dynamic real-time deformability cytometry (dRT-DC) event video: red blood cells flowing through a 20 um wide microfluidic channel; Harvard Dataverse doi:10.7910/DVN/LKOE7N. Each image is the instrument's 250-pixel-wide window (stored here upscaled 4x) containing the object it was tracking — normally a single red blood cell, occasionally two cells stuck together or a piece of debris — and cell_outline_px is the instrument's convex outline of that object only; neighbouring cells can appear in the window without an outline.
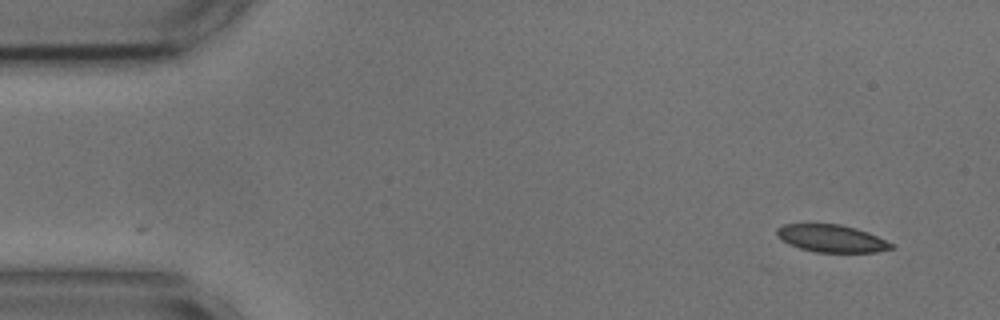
{"species": "common noctule bat (a hibernating species)", "species_latin": "Nyctalus noctula", "temperature_condition": "cold", "stored_images_in_passage": 4, "camera_frame_rate_fps": 3000, "um_per_image_px": 0.085, "animal": {"sex": "male", "body_mass_g": 17.9, "forearm_length_mm": 54.2}, "frame": {"image": 1, "passage_image": 1, "time_ms": 0.0, "image_size_px": [1000, 320], "cell_outline_px": [[896, 244], [892, 248], [876, 252], [816, 252], [800, 248], [788, 244], [776, 236], [776, 228], [784, 224], [840, 224], [856, 228], [868, 232]], "centroid_in_image_um": [70.68, 20.26], "position_along_channel_um": 14.3, "area_um2": 18.38}}